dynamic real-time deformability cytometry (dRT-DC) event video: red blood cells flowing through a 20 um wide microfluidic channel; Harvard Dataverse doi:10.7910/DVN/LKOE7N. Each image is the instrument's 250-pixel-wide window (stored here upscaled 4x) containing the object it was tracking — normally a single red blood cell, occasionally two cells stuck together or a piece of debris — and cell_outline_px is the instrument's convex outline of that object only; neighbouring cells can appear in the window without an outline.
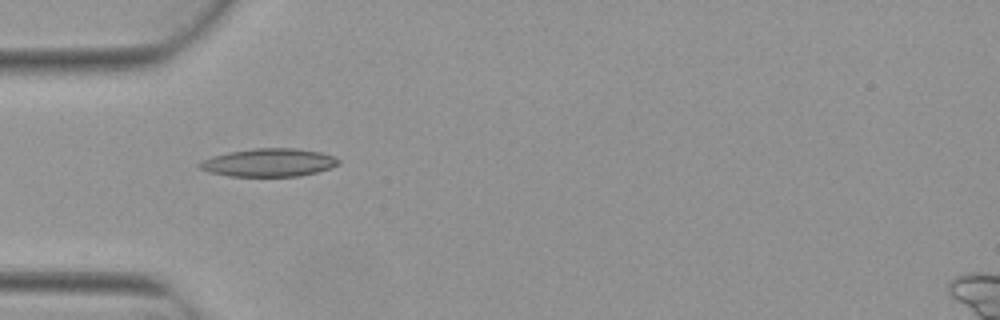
{"species": "Egyptian fruit bat (a non-hibernating species)", "species_latin": "Rousettus aegyptiacus", "temperature_condition": "warm", "stored_images_in_passage": 3, "camera_frame_rate_fps": 3000, "um_per_image_px": 0.085, "animal": {"sex": "female"}, "frame": {"image": 1, "passage_image": 2, "time_ms": 0.333, "image_size_px": [1000, 320], "cell_outline_px": [[340, 164], [316, 172], [296, 176], [228, 176], [208, 172], [200, 168], [196, 164], [212, 156], [228, 152], [252, 148], [296, 148], [320, 152], [332, 156], [340, 160]], "centroid_in_image_um": [22.82, 13.81], "position_along_channel_um": 62.2, "area_um2": 22.66}}
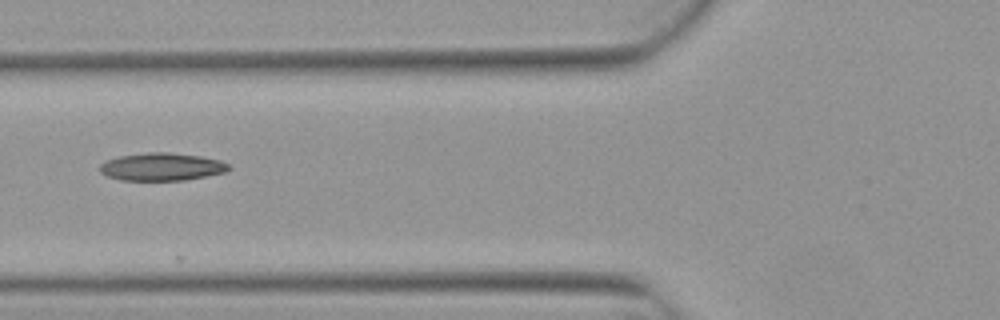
{"frame": {"image": 2, "passage_image": 3, "time_ms": 0.667, "image_size_px": [1000, 320], "cell_outline_px": [[232, 168], [224, 172], [184, 180], [120, 180], [108, 176], [100, 172], [100, 164], [104, 160], [120, 156], [148, 152], [168, 152], [200, 156], [220, 160], [232, 164]], "centroid_in_image_um": [13.75, 14.17], "position_along_channel_um": 112.0, "area_um2": 20.87}}